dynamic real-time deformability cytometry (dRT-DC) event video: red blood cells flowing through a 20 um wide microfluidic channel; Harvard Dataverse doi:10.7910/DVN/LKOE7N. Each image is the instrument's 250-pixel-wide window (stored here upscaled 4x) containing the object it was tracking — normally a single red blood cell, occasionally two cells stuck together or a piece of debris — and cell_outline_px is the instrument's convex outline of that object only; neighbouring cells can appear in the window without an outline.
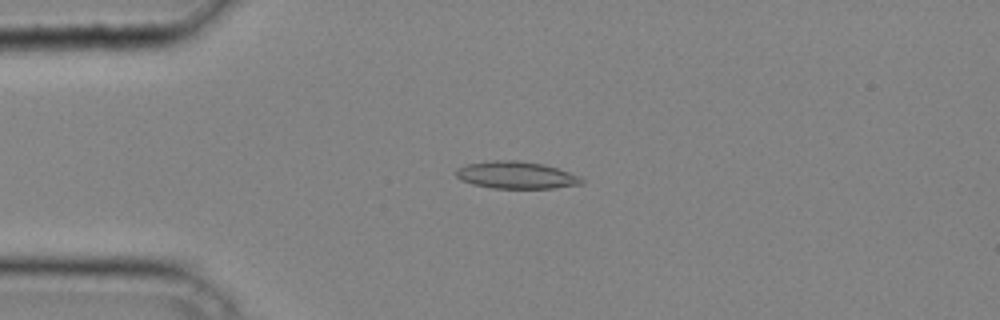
{"species": "common noctule bat (a hibernating species)", "species_latin": "Nyctalus noctula", "temperature_condition": "cold", "stored_images_in_passage": 40, "camera_frame_rate_fps": 3000, "um_per_image_px": 0.085, "animal": {"sex": "male", "body_mass_g": 20.4}, "frame": {"image": 1, "passage_image": 10, "time_ms": 3.0, "image_size_px": [1000, 320], "cell_outline_px": [[584, 184], [552, 188], [492, 188], [472, 184], [460, 180], [456, 176], [456, 168], [468, 164], [492, 160], [516, 160], [544, 164], [580, 176], [584, 180]], "centroid_in_image_um": [43.87, 14.88], "position_along_channel_um": 41.1, "area_um2": 19.94}}
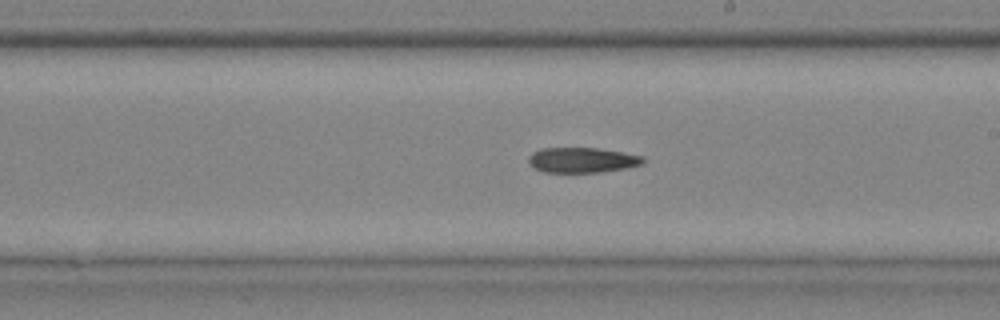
{"frame": {"image": 2, "passage_image": 24, "time_ms": 7.667, "image_size_px": [1000, 320], "cell_outline_px": [[648, 160], [644, 164], [628, 168], [600, 172], [544, 172], [536, 168], [528, 160], [528, 156], [532, 152], [540, 148], [596, 148], [644, 156]], "centroid_in_image_um": [49.54, 13.6], "position_along_channel_um": 239.5, "area_um2": 16.88}}
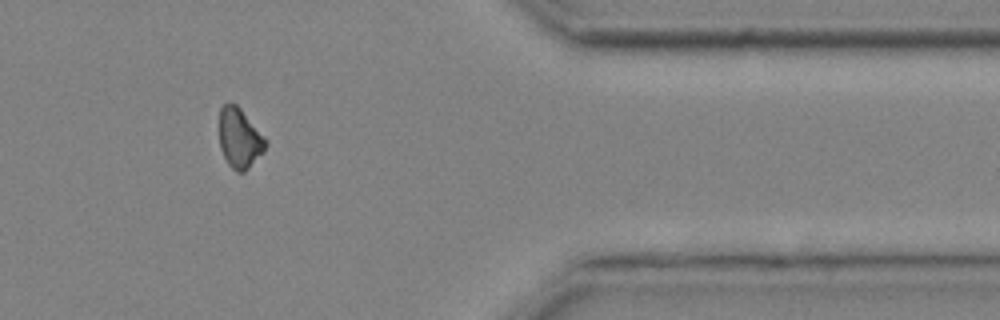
{"frame": {"image": 3, "passage_image": 35, "time_ms": 11.333, "image_size_px": [1000, 320], "cell_outline_px": [[268, 144], [264, 152], [244, 172], [236, 172], [228, 164], [220, 148], [220, 108], [224, 104], [236, 104], [240, 108], [268, 140]], "centroid_in_image_um": [20.39, 11.77], "position_along_channel_um": 391.0, "area_um2": 16.13}}